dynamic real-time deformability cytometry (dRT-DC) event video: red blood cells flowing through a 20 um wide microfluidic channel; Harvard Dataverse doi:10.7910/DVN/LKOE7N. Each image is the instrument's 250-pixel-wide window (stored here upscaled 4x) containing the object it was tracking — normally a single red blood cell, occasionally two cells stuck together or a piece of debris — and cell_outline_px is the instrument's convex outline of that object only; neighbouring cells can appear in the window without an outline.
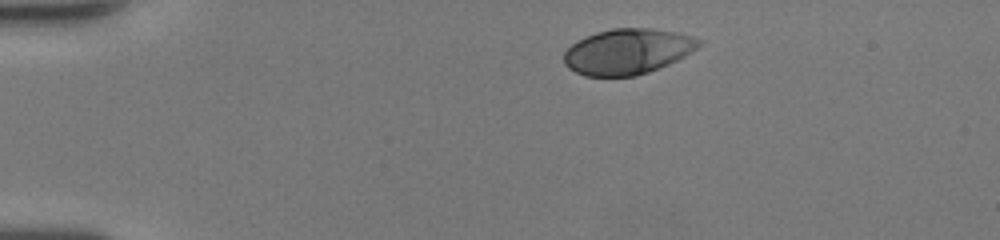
{"species": "human", "species_latin": "Homo sapiens", "temperature_condition": "room temperature", "stored_images_in_passage": 40, "camera_frame_rate_fps": 3000, "um_per_image_px": 0.085, "donor": {"sex": "female"}, "frame": {"image": 1, "passage_image": 1, "time_ms": 0.0, "image_size_px": [1000, 240], "cell_outline_px": [[704, 40], [696, 48], [684, 56], [660, 68], [636, 76], [584, 76], [568, 68], [564, 64], [564, 52], [576, 40], [596, 32], [612, 28], [652, 28], [676, 32], [692, 36]], "centroid_in_image_um": [53.33, 4.37], "position_along_channel_um": 31.7, "area_um2": 35.89}}
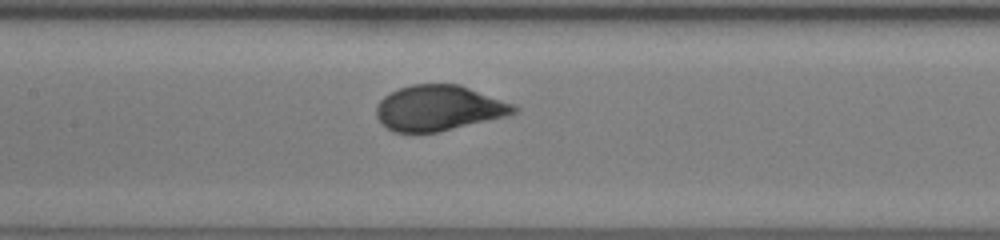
{"frame": {"image": 2, "passage_image": 16, "time_ms": 5.0, "image_size_px": [1000, 240], "cell_outline_px": [[520, 112], [508, 116], [440, 132], [392, 132], [376, 116], [376, 108], [380, 100], [384, 96], [400, 88], [412, 84], [460, 84], [516, 104], [520, 108]], "centroid_in_image_um": [37.38, 9.18], "position_along_channel_um": 170.0, "area_um2": 36.76}}
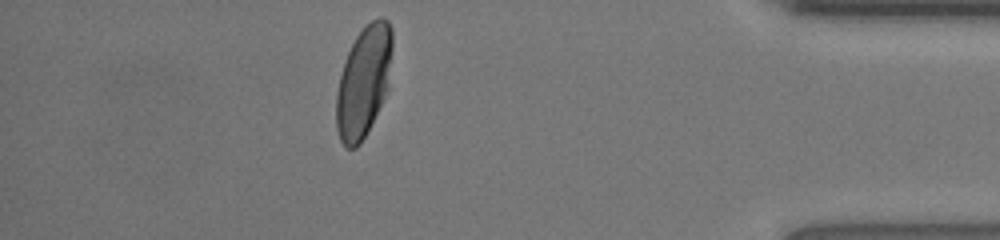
{"frame": {"image": 3, "passage_image": 35, "time_ms": 11.333, "image_size_px": [1000, 240], "cell_outline_px": [[392, 48], [388, 88], [360, 144], [356, 148], [344, 148], [340, 140], [336, 128], [336, 92], [344, 60], [356, 36], [372, 20], [380, 16], [388, 20], [392, 28]], "centroid_in_image_um": [30.89, 6.92], "position_along_channel_um": 404.3, "area_um2": 35.95}, "authors_computed_cell_mechanics": {"area_um2": 36.5007, "velocity_mm_per_s": 4.2885, "shape_relaxation_time_tau1_ms": 2.2541, "shape_relaxation_time_tau2_ms": null, "deformation_change_tau1": 0.168, "deformation_change_tau2": null}}